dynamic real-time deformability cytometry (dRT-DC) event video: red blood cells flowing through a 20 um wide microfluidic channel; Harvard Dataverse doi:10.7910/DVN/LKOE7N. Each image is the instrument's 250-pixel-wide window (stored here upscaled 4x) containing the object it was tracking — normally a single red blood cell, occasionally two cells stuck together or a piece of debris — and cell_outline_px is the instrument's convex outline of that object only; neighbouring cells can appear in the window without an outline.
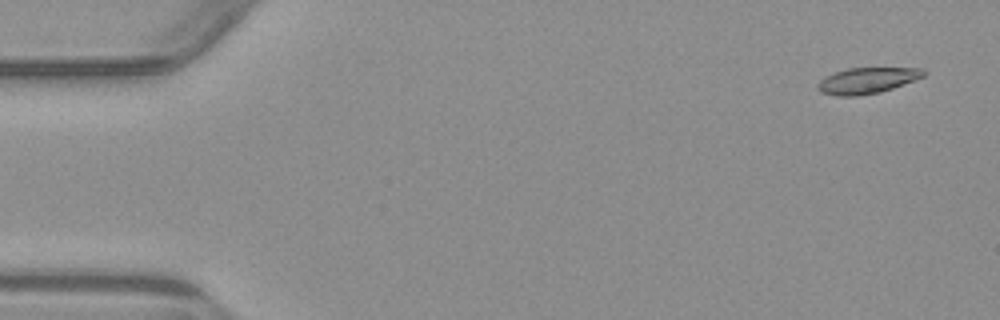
{"species": "common noctule bat (a hibernating species)", "species_latin": "Nyctalus noctula", "temperature_condition": "warm", "stored_images_in_passage": 7, "camera_frame_rate_fps": 3000, "um_per_image_px": 0.085, "animal": {"sex": "male", "body_mass_g": 23.1, "forearm_length_mm": 52.7}, "frame": {"image": 1, "passage_image": 1, "time_ms": 0.0, "image_size_px": [1000, 320], "cell_outline_px": [[928, 72], [924, 76], [892, 88], [880, 92], [856, 96], [836, 96], [820, 92], [816, 88], [816, 84], [824, 76], [848, 68], [924, 68]], "centroid_in_image_um": [73.67, 6.84], "position_along_channel_um": 11.3, "area_um2": 16.07}}
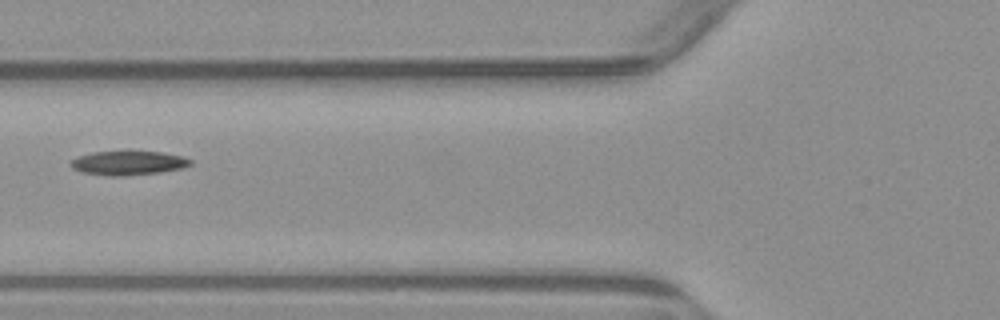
{"frame": {"image": 2, "passage_image": 6, "time_ms": 6.0, "image_size_px": [1000, 320], "cell_outline_px": [[192, 164], [184, 168], [160, 172], [124, 176], [108, 176], [80, 172], [72, 168], [68, 164], [76, 156], [92, 152], [160, 152], [184, 156], [192, 160]], "centroid_in_image_um": [10.88, 13.86], "position_along_channel_um": 114.9, "area_um2": 16.94}}
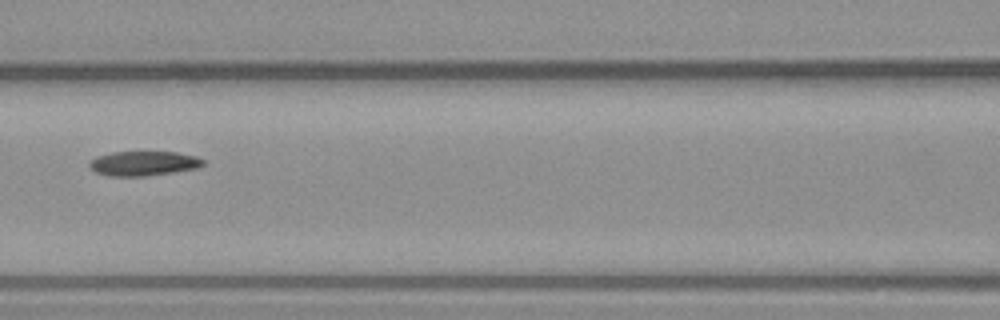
{"frame": {"image": 3, "passage_image": 7, "time_ms": 7.0, "image_size_px": [1000, 320], "cell_outline_px": [[204, 164], [196, 168], [172, 172], [144, 176], [108, 176], [96, 172], [88, 164], [88, 160], [96, 156], [112, 152], [176, 152], [196, 156], [204, 160]], "centroid_in_image_um": [12.16, 13.88], "position_along_channel_um": 154.4, "area_um2": 16.24}}